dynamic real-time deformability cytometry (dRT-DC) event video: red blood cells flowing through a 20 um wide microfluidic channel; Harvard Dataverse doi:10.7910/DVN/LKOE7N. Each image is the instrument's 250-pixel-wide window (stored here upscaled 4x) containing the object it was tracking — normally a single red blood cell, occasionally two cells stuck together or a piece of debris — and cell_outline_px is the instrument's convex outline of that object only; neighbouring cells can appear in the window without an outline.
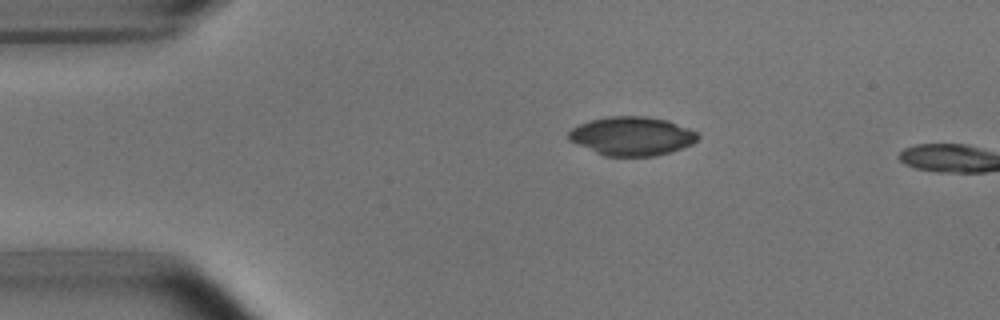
{"species": "common noctule bat (a hibernating species)", "species_latin": "Nyctalus noctula", "temperature_condition": "room temperature", "stored_images_in_passage": 3, "camera_frame_rate_fps": 3000, "um_per_image_px": 0.085, "animal": {"sex": "male", "body_mass_g": 15.6}, "frame": {"image": 1, "passage_image": 2, "time_ms": 0.333, "image_size_px": [1000, 320], "cell_outline_px": [[700, 136], [692, 144], [656, 156], [604, 156], [576, 144], [568, 140], [568, 132], [572, 128], [580, 124], [592, 120], [608, 116], [644, 116], [668, 120], [696, 132]], "centroid_in_image_um": [53.68, 11.57], "position_along_channel_um": 31.3, "area_um2": 29.02}}